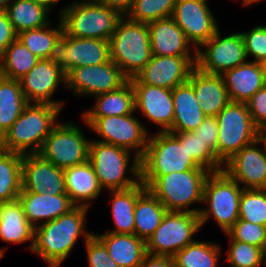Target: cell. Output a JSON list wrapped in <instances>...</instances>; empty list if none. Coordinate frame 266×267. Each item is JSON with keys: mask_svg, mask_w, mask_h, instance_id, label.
I'll use <instances>...</instances> for the list:
<instances>
[{"mask_svg": "<svg viewBox=\"0 0 266 267\" xmlns=\"http://www.w3.org/2000/svg\"><path fill=\"white\" fill-rule=\"evenodd\" d=\"M109 8L117 10L122 16H126L131 10L134 0H95Z\"/></svg>", "mask_w": 266, "mask_h": 267, "instance_id": "obj_51", "label": "cell"}, {"mask_svg": "<svg viewBox=\"0 0 266 267\" xmlns=\"http://www.w3.org/2000/svg\"><path fill=\"white\" fill-rule=\"evenodd\" d=\"M176 1V3H178V2H181V1H185V0H175Z\"/></svg>", "mask_w": 266, "mask_h": 267, "instance_id": "obj_60", "label": "cell"}, {"mask_svg": "<svg viewBox=\"0 0 266 267\" xmlns=\"http://www.w3.org/2000/svg\"><path fill=\"white\" fill-rule=\"evenodd\" d=\"M148 28L152 55L197 56V49L172 17L150 22Z\"/></svg>", "mask_w": 266, "mask_h": 267, "instance_id": "obj_21", "label": "cell"}, {"mask_svg": "<svg viewBox=\"0 0 266 267\" xmlns=\"http://www.w3.org/2000/svg\"><path fill=\"white\" fill-rule=\"evenodd\" d=\"M230 102L246 103L264 85L260 62L247 61L222 75Z\"/></svg>", "mask_w": 266, "mask_h": 267, "instance_id": "obj_25", "label": "cell"}, {"mask_svg": "<svg viewBox=\"0 0 266 267\" xmlns=\"http://www.w3.org/2000/svg\"><path fill=\"white\" fill-rule=\"evenodd\" d=\"M30 1L43 5L50 11H52L51 9L54 7L53 5H56L57 3L60 2V0H30Z\"/></svg>", "mask_w": 266, "mask_h": 267, "instance_id": "obj_53", "label": "cell"}, {"mask_svg": "<svg viewBox=\"0 0 266 267\" xmlns=\"http://www.w3.org/2000/svg\"><path fill=\"white\" fill-rule=\"evenodd\" d=\"M242 4L245 6H249V5H253V4H257L259 2H262L264 0H241Z\"/></svg>", "mask_w": 266, "mask_h": 267, "instance_id": "obj_57", "label": "cell"}, {"mask_svg": "<svg viewBox=\"0 0 266 267\" xmlns=\"http://www.w3.org/2000/svg\"><path fill=\"white\" fill-rule=\"evenodd\" d=\"M139 267H174L172 256L146 253Z\"/></svg>", "mask_w": 266, "mask_h": 267, "instance_id": "obj_50", "label": "cell"}, {"mask_svg": "<svg viewBox=\"0 0 266 267\" xmlns=\"http://www.w3.org/2000/svg\"><path fill=\"white\" fill-rule=\"evenodd\" d=\"M243 188L224 170L210 172L203 188V202L208 208L199 212L201 228L213 219L226 233L239 219L240 196Z\"/></svg>", "mask_w": 266, "mask_h": 267, "instance_id": "obj_8", "label": "cell"}, {"mask_svg": "<svg viewBox=\"0 0 266 267\" xmlns=\"http://www.w3.org/2000/svg\"><path fill=\"white\" fill-rule=\"evenodd\" d=\"M5 249L0 248V260L3 258V256L5 255Z\"/></svg>", "mask_w": 266, "mask_h": 267, "instance_id": "obj_59", "label": "cell"}, {"mask_svg": "<svg viewBox=\"0 0 266 267\" xmlns=\"http://www.w3.org/2000/svg\"><path fill=\"white\" fill-rule=\"evenodd\" d=\"M259 146L255 141L224 163L223 170L243 189H266V156Z\"/></svg>", "mask_w": 266, "mask_h": 267, "instance_id": "obj_18", "label": "cell"}, {"mask_svg": "<svg viewBox=\"0 0 266 267\" xmlns=\"http://www.w3.org/2000/svg\"><path fill=\"white\" fill-rule=\"evenodd\" d=\"M23 155L0 149V202L18 199L22 191Z\"/></svg>", "mask_w": 266, "mask_h": 267, "instance_id": "obj_35", "label": "cell"}, {"mask_svg": "<svg viewBox=\"0 0 266 267\" xmlns=\"http://www.w3.org/2000/svg\"><path fill=\"white\" fill-rule=\"evenodd\" d=\"M174 119L169 132H190L207 117L195 97L193 87L186 81L172 90Z\"/></svg>", "mask_w": 266, "mask_h": 267, "instance_id": "obj_26", "label": "cell"}, {"mask_svg": "<svg viewBox=\"0 0 266 267\" xmlns=\"http://www.w3.org/2000/svg\"><path fill=\"white\" fill-rule=\"evenodd\" d=\"M260 65H261L262 72H263L264 83L266 85V59L262 60L260 62Z\"/></svg>", "mask_w": 266, "mask_h": 267, "instance_id": "obj_56", "label": "cell"}, {"mask_svg": "<svg viewBox=\"0 0 266 267\" xmlns=\"http://www.w3.org/2000/svg\"><path fill=\"white\" fill-rule=\"evenodd\" d=\"M0 240L8 244H21L30 241L28 249L34 244V227L26 218L21 202H5L0 223Z\"/></svg>", "mask_w": 266, "mask_h": 267, "instance_id": "obj_29", "label": "cell"}, {"mask_svg": "<svg viewBox=\"0 0 266 267\" xmlns=\"http://www.w3.org/2000/svg\"><path fill=\"white\" fill-rule=\"evenodd\" d=\"M62 108L49 104L28 103L19 118L3 134L0 149L26 154H38L44 140L58 123Z\"/></svg>", "mask_w": 266, "mask_h": 267, "instance_id": "obj_2", "label": "cell"}, {"mask_svg": "<svg viewBox=\"0 0 266 267\" xmlns=\"http://www.w3.org/2000/svg\"><path fill=\"white\" fill-rule=\"evenodd\" d=\"M175 0H134L126 17L135 22L150 23L172 17Z\"/></svg>", "mask_w": 266, "mask_h": 267, "instance_id": "obj_40", "label": "cell"}, {"mask_svg": "<svg viewBox=\"0 0 266 267\" xmlns=\"http://www.w3.org/2000/svg\"><path fill=\"white\" fill-rule=\"evenodd\" d=\"M193 132L204 142L217 156L218 123L216 116H207Z\"/></svg>", "mask_w": 266, "mask_h": 267, "instance_id": "obj_47", "label": "cell"}, {"mask_svg": "<svg viewBox=\"0 0 266 267\" xmlns=\"http://www.w3.org/2000/svg\"><path fill=\"white\" fill-rule=\"evenodd\" d=\"M3 206H4V202H0V223H1V221H2Z\"/></svg>", "mask_w": 266, "mask_h": 267, "instance_id": "obj_58", "label": "cell"}, {"mask_svg": "<svg viewBox=\"0 0 266 267\" xmlns=\"http://www.w3.org/2000/svg\"><path fill=\"white\" fill-rule=\"evenodd\" d=\"M172 18L196 49L219 30L207 0H185L176 3Z\"/></svg>", "mask_w": 266, "mask_h": 267, "instance_id": "obj_16", "label": "cell"}, {"mask_svg": "<svg viewBox=\"0 0 266 267\" xmlns=\"http://www.w3.org/2000/svg\"><path fill=\"white\" fill-rule=\"evenodd\" d=\"M260 248H261L262 258H263V261H264L265 267H266V235L264 237L262 246Z\"/></svg>", "mask_w": 266, "mask_h": 267, "instance_id": "obj_54", "label": "cell"}, {"mask_svg": "<svg viewBox=\"0 0 266 267\" xmlns=\"http://www.w3.org/2000/svg\"><path fill=\"white\" fill-rule=\"evenodd\" d=\"M240 32L221 37L218 30L197 49L196 67L209 74L223 75L226 71L247 62Z\"/></svg>", "mask_w": 266, "mask_h": 267, "instance_id": "obj_13", "label": "cell"}, {"mask_svg": "<svg viewBox=\"0 0 266 267\" xmlns=\"http://www.w3.org/2000/svg\"><path fill=\"white\" fill-rule=\"evenodd\" d=\"M6 13L16 34L41 28L50 23L48 16L51 11L30 0H12Z\"/></svg>", "mask_w": 266, "mask_h": 267, "instance_id": "obj_34", "label": "cell"}, {"mask_svg": "<svg viewBox=\"0 0 266 267\" xmlns=\"http://www.w3.org/2000/svg\"><path fill=\"white\" fill-rule=\"evenodd\" d=\"M188 81L206 116H217L230 103L222 75L209 74L195 66Z\"/></svg>", "mask_w": 266, "mask_h": 267, "instance_id": "obj_23", "label": "cell"}, {"mask_svg": "<svg viewBox=\"0 0 266 267\" xmlns=\"http://www.w3.org/2000/svg\"><path fill=\"white\" fill-rule=\"evenodd\" d=\"M18 200L34 228L68 213L75 207L67 194L50 195L21 191Z\"/></svg>", "mask_w": 266, "mask_h": 267, "instance_id": "obj_22", "label": "cell"}, {"mask_svg": "<svg viewBox=\"0 0 266 267\" xmlns=\"http://www.w3.org/2000/svg\"><path fill=\"white\" fill-rule=\"evenodd\" d=\"M201 168L188 154L186 142L170 132H156L149 137L140 159V181L148 188L159 176Z\"/></svg>", "mask_w": 266, "mask_h": 267, "instance_id": "obj_3", "label": "cell"}, {"mask_svg": "<svg viewBox=\"0 0 266 267\" xmlns=\"http://www.w3.org/2000/svg\"><path fill=\"white\" fill-rule=\"evenodd\" d=\"M59 18L63 32L72 37L109 41L123 17L117 10L95 0H76L63 8Z\"/></svg>", "mask_w": 266, "mask_h": 267, "instance_id": "obj_5", "label": "cell"}, {"mask_svg": "<svg viewBox=\"0 0 266 267\" xmlns=\"http://www.w3.org/2000/svg\"><path fill=\"white\" fill-rule=\"evenodd\" d=\"M88 207L75 206L68 213L34 228L32 253L49 267H60L69 256L79 237L84 243L94 234L86 228Z\"/></svg>", "mask_w": 266, "mask_h": 267, "instance_id": "obj_1", "label": "cell"}, {"mask_svg": "<svg viewBox=\"0 0 266 267\" xmlns=\"http://www.w3.org/2000/svg\"><path fill=\"white\" fill-rule=\"evenodd\" d=\"M197 56H155L134 77L131 84H146L173 90L188 81Z\"/></svg>", "mask_w": 266, "mask_h": 267, "instance_id": "obj_15", "label": "cell"}, {"mask_svg": "<svg viewBox=\"0 0 266 267\" xmlns=\"http://www.w3.org/2000/svg\"><path fill=\"white\" fill-rule=\"evenodd\" d=\"M39 59L16 38L0 56V75L19 80L36 65Z\"/></svg>", "mask_w": 266, "mask_h": 267, "instance_id": "obj_36", "label": "cell"}, {"mask_svg": "<svg viewBox=\"0 0 266 267\" xmlns=\"http://www.w3.org/2000/svg\"><path fill=\"white\" fill-rule=\"evenodd\" d=\"M69 36L64 32L53 44L49 60L58 65L65 74L68 73Z\"/></svg>", "mask_w": 266, "mask_h": 267, "instance_id": "obj_48", "label": "cell"}, {"mask_svg": "<svg viewBox=\"0 0 266 267\" xmlns=\"http://www.w3.org/2000/svg\"><path fill=\"white\" fill-rule=\"evenodd\" d=\"M199 230H201L199 214L168 211L160 226L146 240V252L173 257L195 241L193 236Z\"/></svg>", "mask_w": 266, "mask_h": 267, "instance_id": "obj_12", "label": "cell"}, {"mask_svg": "<svg viewBox=\"0 0 266 267\" xmlns=\"http://www.w3.org/2000/svg\"><path fill=\"white\" fill-rule=\"evenodd\" d=\"M147 189L140 181L137 185L124 190H110L111 216L114 229L107 231L115 234H134V211L137 198Z\"/></svg>", "mask_w": 266, "mask_h": 267, "instance_id": "obj_30", "label": "cell"}, {"mask_svg": "<svg viewBox=\"0 0 266 267\" xmlns=\"http://www.w3.org/2000/svg\"><path fill=\"white\" fill-rule=\"evenodd\" d=\"M22 191L50 195L67 194L64 170L39 154L23 155Z\"/></svg>", "mask_w": 266, "mask_h": 267, "instance_id": "obj_19", "label": "cell"}, {"mask_svg": "<svg viewBox=\"0 0 266 267\" xmlns=\"http://www.w3.org/2000/svg\"><path fill=\"white\" fill-rule=\"evenodd\" d=\"M90 142L76 123L59 121L44 140L38 154L64 170L89 160Z\"/></svg>", "mask_w": 266, "mask_h": 267, "instance_id": "obj_10", "label": "cell"}, {"mask_svg": "<svg viewBox=\"0 0 266 267\" xmlns=\"http://www.w3.org/2000/svg\"><path fill=\"white\" fill-rule=\"evenodd\" d=\"M27 104L19 80L0 75V140Z\"/></svg>", "mask_w": 266, "mask_h": 267, "instance_id": "obj_33", "label": "cell"}, {"mask_svg": "<svg viewBox=\"0 0 266 267\" xmlns=\"http://www.w3.org/2000/svg\"><path fill=\"white\" fill-rule=\"evenodd\" d=\"M129 78L112 61L80 66L66 74V89L78 96H96L122 87Z\"/></svg>", "mask_w": 266, "mask_h": 267, "instance_id": "obj_14", "label": "cell"}, {"mask_svg": "<svg viewBox=\"0 0 266 267\" xmlns=\"http://www.w3.org/2000/svg\"><path fill=\"white\" fill-rule=\"evenodd\" d=\"M16 38L17 34L9 21L6 11H0V56Z\"/></svg>", "mask_w": 266, "mask_h": 267, "instance_id": "obj_49", "label": "cell"}, {"mask_svg": "<svg viewBox=\"0 0 266 267\" xmlns=\"http://www.w3.org/2000/svg\"><path fill=\"white\" fill-rule=\"evenodd\" d=\"M89 161L103 190H124L140 182V159L126 149L91 139Z\"/></svg>", "mask_w": 266, "mask_h": 267, "instance_id": "obj_4", "label": "cell"}, {"mask_svg": "<svg viewBox=\"0 0 266 267\" xmlns=\"http://www.w3.org/2000/svg\"><path fill=\"white\" fill-rule=\"evenodd\" d=\"M88 267H119L110 257L107 248L93 234L86 242Z\"/></svg>", "mask_w": 266, "mask_h": 267, "instance_id": "obj_45", "label": "cell"}, {"mask_svg": "<svg viewBox=\"0 0 266 267\" xmlns=\"http://www.w3.org/2000/svg\"><path fill=\"white\" fill-rule=\"evenodd\" d=\"M256 141H258L259 144L263 145V151L266 156V128L258 131Z\"/></svg>", "mask_w": 266, "mask_h": 267, "instance_id": "obj_52", "label": "cell"}, {"mask_svg": "<svg viewBox=\"0 0 266 267\" xmlns=\"http://www.w3.org/2000/svg\"><path fill=\"white\" fill-rule=\"evenodd\" d=\"M167 212L164 205L146 189L136 201L134 234L146 241L160 226Z\"/></svg>", "mask_w": 266, "mask_h": 267, "instance_id": "obj_32", "label": "cell"}, {"mask_svg": "<svg viewBox=\"0 0 266 267\" xmlns=\"http://www.w3.org/2000/svg\"><path fill=\"white\" fill-rule=\"evenodd\" d=\"M247 57L254 56L255 62L266 59V24L257 25L250 31L240 32Z\"/></svg>", "mask_w": 266, "mask_h": 267, "instance_id": "obj_44", "label": "cell"}, {"mask_svg": "<svg viewBox=\"0 0 266 267\" xmlns=\"http://www.w3.org/2000/svg\"><path fill=\"white\" fill-rule=\"evenodd\" d=\"M94 235L104 244L119 267H139L147 253L146 241L135 234L106 232Z\"/></svg>", "mask_w": 266, "mask_h": 267, "instance_id": "obj_27", "label": "cell"}, {"mask_svg": "<svg viewBox=\"0 0 266 267\" xmlns=\"http://www.w3.org/2000/svg\"><path fill=\"white\" fill-rule=\"evenodd\" d=\"M11 1L12 0H0V11H6Z\"/></svg>", "mask_w": 266, "mask_h": 267, "instance_id": "obj_55", "label": "cell"}, {"mask_svg": "<svg viewBox=\"0 0 266 267\" xmlns=\"http://www.w3.org/2000/svg\"><path fill=\"white\" fill-rule=\"evenodd\" d=\"M66 193L75 206L90 208L103 190L91 162L64 169Z\"/></svg>", "mask_w": 266, "mask_h": 267, "instance_id": "obj_24", "label": "cell"}, {"mask_svg": "<svg viewBox=\"0 0 266 267\" xmlns=\"http://www.w3.org/2000/svg\"><path fill=\"white\" fill-rule=\"evenodd\" d=\"M225 234L229 238L230 247L224 253L228 256L223 263L228 261L230 267H260L261 264L265 267L260 247L233 240L227 233Z\"/></svg>", "mask_w": 266, "mask_h": 267, "instance_id": "obj_42", "label": "cell"}, {"mask_svg": "<svg viewBox=\"0 0 266 267\" xmlns=\"http://www.w3.org/2000/svg\"><path fill=\"white\" fill-rule=\"evenodd\" d=\"M134 114L82 118V120L85 126L102 138L97 141L126 149L141 159L145 153L150 133L139 118H135Z\"/></svg>", "mask_w": 266, "mask_h": 267, "instance_id": "obj_11", "label": "cell"}, {"mask_svg": "<svg viewBox=\"0 0 266 267\" xmlns=\"http://www.w3.org/2000/svg\"><path fill=\"white\" fill-rule=\"evenodd\" d=\"M68 72L74 68L109 62L110 43L97 38L69 36Z\"/></svg>", "mask_w": 266, "mask_h": 267, "instance_id": "obj_31", "label": "cell"}, {"mask_svg": "<svg viewBox=\"0 0 266 267\" xmlns=\"http://www.w3.org/2000/svg\"><path fill=\"white\" fill-rule=\"evenodd\" d=\"M239 219L266 226V189H243Z\"/></svg>", "mask_w": 266, "mask_h": 267, "instance_id": "obj_41", "label": "cell"}, {"mask_svg": "<svg viewBox=\"0 0 266 267\" xmlns=\"http://www.w3.org/2000/svg\"><path fill=\"white\" fill-rule=\"evenodd\" d=\"M221 245L205 241H194L174 256L175 267H218Z\"/></svg>", "mask_w": 266, "mask_h": 267, "instance_id": "obj_37", "label": "cell"}, {"mask_svg": "<svg viewBox=\"0 0 266 267\" xmlns=\"http://www.w3.org/2000/svg\"><path fill=\"white\" fill-rule=\"evenodd\" d=\"M58 21L56 27H52L50 22L44 27L20 32L17 38L32 54L40 59H49L53 44L63 34L62 22L60 19Z\"/></svg>", "mask_w": 266, "mask_h": 267, "instance_id": "obj_38", "label": "cell"}, {"mask_svg": "<svg viewBox=\"0 0 266 267\" xmlns=\"http://www.w3.org/2000/svg\"><path fill=\"white\" fill-rule=\"evenodd\" d=\"M95 105L86 110L81 118L123 116L135 112V92L128 80L122 87L94 96Z\"/></svg>", "mask_w": 266, "mask_h": 267, "instance_id": "obj_28", "label": "cell"}, {"mask_svg": "<svg viewBox=\"0 0 266 267\" xmlns=\"http://www.w3.org/2000/svg\"><path fill=\"white\" fill-rule=\"evenodd\" d=\"M226 233L233 240L261 247L266 235V226L238 219Z\"/></svg>", "mask_w": 266, "mask_h": 267, "instance_id": "obj_43", "label": "cell"}, {"mask_svg": "<svg viewBox=\"0 0 266 267\" xmlns=\"http://www.w3.org/2000/svg\"><path fill=\"white\" fill-rule=\"evenodd\" d=\"M217 158L224 164L236 152L257 140L259 129L246 103L230 102L217 116Z\"/></svg>", "mask_w": 266, "mask_h": 267, "instance_id": "obj_9", "label": "cell"}, {"mask_svg": "<svg viewBox=\"0 0 266 267\" xmlns=\"http://www.w3.org/2000/svg\"><path fill=\"white\" fill-rule=\"evenodd\" d=\"M110 59L130 79L140 72L152 57L147 23L123 16L110 40Z\"/></svg>", "mask_w": 266, "mask_h": 267, "instance_id": "obj_6", "label": "cell"}, {"mask_svg": "<svg viewBox=\"0 0 266 267\" xmlns=\"http://www.w3.org/2000/svg\"><path fill=\"white\" fill-rule=\"evenodd\" d=\"M210 171L192 169L159 176L147 189L164 205L167 211L199 214L200 208H191L203 202V188Z\"/></svg>", "mask_w": 266, "mask_h": 267, "instance_id": "obj_7", "label": "cell"}, {"mask_svg": "<svg viewBox=\"0 0 266 267\" xmlns=\"http://www.w3.org/2000/svg\"><path fill=\"white\" fill-rule=\"evenodd\" d=\"M246 105L255 126L259 130L266 128V85L257 91Z\"/></svg>", "mask_w": 266, "mask_h": 267, "instance_id": "obj_46", "label": "cell"}, {"mask_svg": "<svg viewBox=\"0 0 266 267\" xmlns=\"http://www.w3.org/2000/svg\"><path fill=\"white\" fill-rule=\"evenodd\" d=\"M135 92V112L148 122L160 126L159 132H169L174 119L172 90L153 85L132 84Z\"/></svg>", "mask_w": 266, "mask_h": 267, "instance_id": "obj_20", "label": "cell"}, {"mask_svg": "<svg viewBox=\"0 0 266 267\" xmlns=\"http://www.w3.org/2000/svg\"><path fill=\"white\" fill-rule=\"evenodd\" d=\"M22 92L28 103L49 104L64 108V102L52 100L60 82L66 88V74L49 59H39L36 65L21 79Z\"/></svg>", "mask_w": 266, "mask_h": 267, "instance_id": "obj_17", "label": "cell"}, {"mask_svg": "<svg viewBox=\"0 0 266 267\" xmlns=\"http://www.w3.org/2000/svg\"><path fill=\"white\" fill-rule=\"evenodd\" d=\"M174 133L180 142H186V150L190 157L201 167L210 172L223 170L224 164L216 154L193 131Z\"/></svg>", "mask_w": 266, "mask_h": 267, "instance_id": "obj_39", "label": "cell"}]
</instances>
